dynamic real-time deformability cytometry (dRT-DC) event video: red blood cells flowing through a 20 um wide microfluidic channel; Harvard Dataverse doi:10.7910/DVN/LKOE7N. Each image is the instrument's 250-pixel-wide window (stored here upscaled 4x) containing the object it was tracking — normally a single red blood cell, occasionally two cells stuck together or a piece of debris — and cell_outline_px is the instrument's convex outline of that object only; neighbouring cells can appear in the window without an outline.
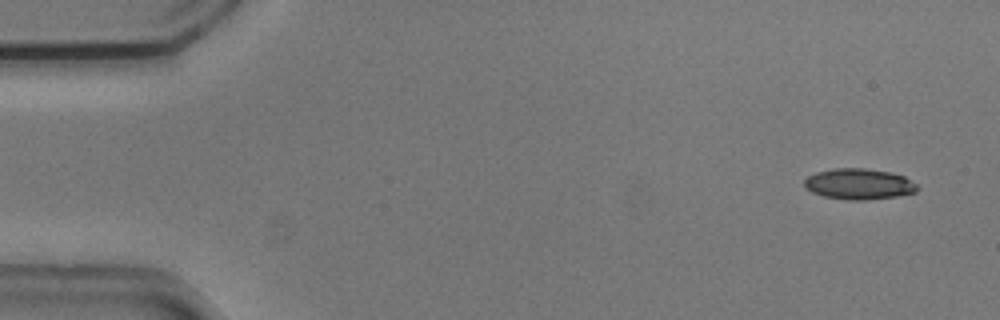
{"species": "common noctule bat (a hibernating species)", "species_latin": "Nyctalus noctula", "temperature_condition": "cold", "stored_images_in_passage": 53, "camera_frame_rate_fps": 3000, "um_per_image_px": 0.085, "animal": {"sex": "male", "body_mass_g": 20.5, "forearm_length_mm": 52.5}, "frame": {"image": 1, "passage_image": 2, "time_ms": 0.333, "image_size_px": [1000, 320], "cell_outline_px": [[916, 192], [896, 196], [868, 200], [844, 200], [824, 196], [812, 192], [804, 184], [804, 180], [808, 176], [816, 172], [832, 168], [864, 168], [888, 172], [904, 176], [916, 184]], "centroid_in_image_um": [72.98, 15.64], "position_along_channel_um": 12.0, "area_um2": 20.17}}
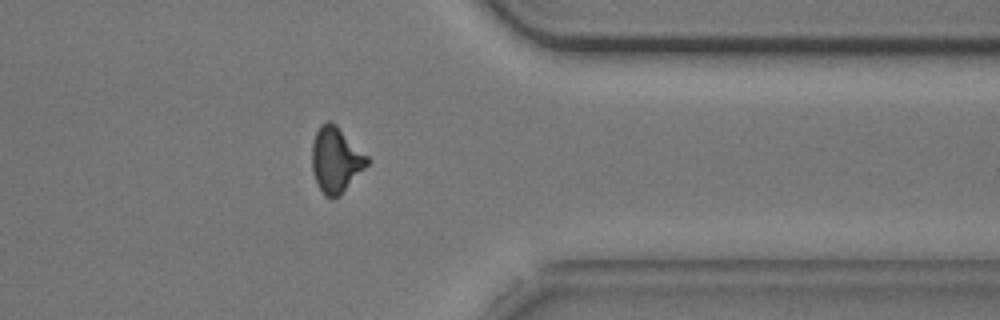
{"frame": {"image": 2, "passage_image": 42, "time_ms": 13.667, "image_size_px": [1000, 320], "cell_outline_px": [[368, 164], [332, 200], [324, 196], [312, 172], [312, 144], [316, 132], [320, 124], [328, 120], [332, 120], [368, 156]], "centroid_in_image_um": [28.51, 13.53], "position_along_channel_um": 382.9, "area_um2": 20.63}}
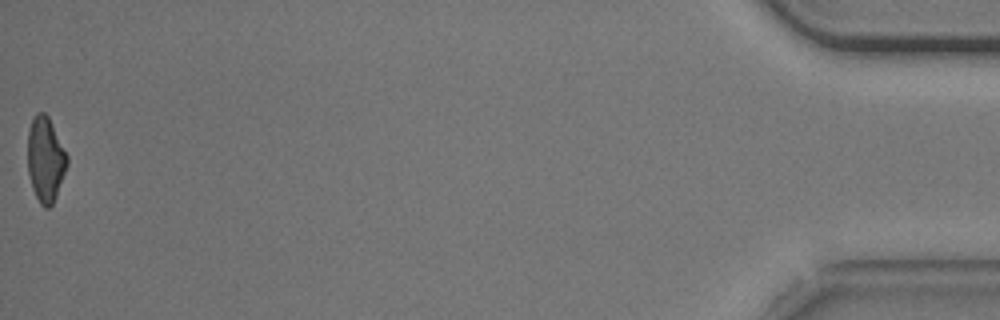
{"frame": {"image": 3, "passage_image": 53, "time_ms": 17.333, "image_size_px": [1000, 320], "cell_outline_px": [[68, 164], [56, 196], [52, 204], [48, 208], [44, 208], [40, 204], [32, 188], [28, 172], [28, 132], [32, 120], [36, 112], [44, 112], [48, 116], [68, 156]], "centroid_in_image_um": [3.86, 13.55], "position_along_channel_um": 431.3, "area_um2": 19.42}, "authors_computed_cell_mechanics": {"area_um2": 20.808, "velocity_mm_per_s": 3.7352, "shape_relaxation_time_tau1_ms": 2.9261, "shape_relaxation_time_tau2_ms": 3.3712, "deformation_change_tau1": 0.1081, "deformation_change_tau2": 0.0937}}